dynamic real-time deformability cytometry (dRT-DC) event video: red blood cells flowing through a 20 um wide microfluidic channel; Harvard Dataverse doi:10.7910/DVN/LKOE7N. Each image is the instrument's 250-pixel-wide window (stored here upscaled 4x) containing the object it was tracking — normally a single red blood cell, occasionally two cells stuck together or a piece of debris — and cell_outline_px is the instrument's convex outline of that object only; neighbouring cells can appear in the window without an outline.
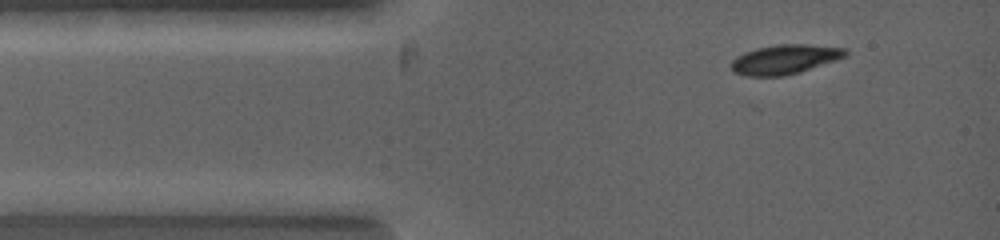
{"species": "common noctule bat (a hibernating species)", "species_latin": "Nyctalus noctula", "temperature_condition": "warm", "stored_images_in_passage": 2, "camera_frame_rate_fps": 5000, "um_per_image_px": 0.085, "animal": {"sex": "female", "body_mass_g": 19.0, "forearm_length_mm": 53.3}, "frame": {"image": 1, "passage_image": 2, "time_ms": 0.4, "image_size_px": [1000, 240], "cell_outline_px": [[848, 52], [844, 56], [800, 72], [784, 76], [748, 76], [732, 72], [732, 60], [736, 56], [744, 52], [756, 48], [776, 44], [804, 44], [844, 48]], "centroid_in_image_um": [66.63, 5.04], "position_along_channel_um": 18.4, "area_um2": 19.36}}